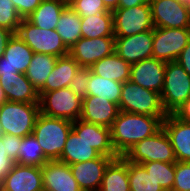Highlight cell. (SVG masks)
Segmentation results:
<instances>
[{
	"mask_svg": "<svg viewBox=\"0 0 190 191\" xmlns=\"http://www.w3.org/2000/svg\"><path fill=\"white\" fill-rule=\"evenodd\" d=\"M166 117L119 111L110 127L111 143L118 156H124L139 141L153 136L162 128Z\"/></svg>",
	"mask_w": 190,
	"mask_h": 191,
	"instance_id": "6da1fadb",
	"label": "cell"
},
{
	"mask_svg": "<svg viewBox=\"0 0 190 191\" xmlns=\"http://www.w3.org/2000/svg\"><path fill=\"white\" fill-rule=\"evenodd\" d=\"M72 123L66 119L52 118L41 113L38 115L32 134L48 161L59 160L72 129Z\"/></svg>",
	"mask_w": 190,
	"mask_h": 191,
	"instance_id": "7a4b0ae2",
	"label": "cell"
},
{
	"mask_svg": "<svg viewBox=\"0 0 190 191\" xmlns=\"http://www.w3.org/2000/svg\"><path fill=\"white\" fill-rule=\"evenodd\" d=\"M40 114L39 103L6 101L0 106V133L29 136Z\"/></svg>",
	"mask_w": 190,
	"mask_h": 191,
	"instance_id": "3957f363",
	"label": "cell"
},
{
	"mask_svg": "<svg viewBox=\"0 0 190 191\" xmlns=\"http://www.w3.org/2000/svg\"><path fill=\"white\" fill-rule=\"evenodd\" d=\"M119 110L127 113L167 117L161 95L128 80L123 83Z\"/></svg>",
	"mask_w": 190,
	"mask_h": 191,
	"instance_id": "277c9868",
	"label": "cell"
},
{
	"mask_svg": "<svg viewBox=\"0 0 190 191\" xmlns=\"http://www.w3.org/2000/svg\"><path fill=\"white\" fill-rule=\"evenodd\" d=\"M39 93L40 113L69 121L80 119L83 99L68 87Z\"/></svg>",
	"mask_w": 190,
	"mask_h": 191,
	"instance_id": "5b68a950",
	"label": "cell"
},
{
	"mask_svg": "<svg viewBox=\"0 0 190 191\" xmlns=\"http://www.w3.org/2000/svg\"><path fill=\"white\" fill-rule=\"evenodd\" d=\"M161 100L167 114H173L190 97V75L177 62H167Z\"/></svg>",
	"mask_w": 190,
	"mask_h": 191,
	"instance_id": "8992f818",
	"label": "cell"
},
{
	"mask_svg": "<svg viewBox=\"0 0 190 191\" xmlns=\"http://www.w3.org/2000/svg\"><path fill=\"white\" fill-rule=\"evenodd\" d=\"M34 53L56 57L69 55V49L54 30L41 29L27 19H22L16 33Z\"/></svg>",
	"mask_w": 190,
	"mask_h": 191,
	"instance_id": "52a82bcc",
	"label": "cell"
},
{
	"mask_svg": "<svg viewBox=\"0 0 190 191\" xmlns=\"http://www.w3.org/2000/svg\"><path fill=\"white\" fill-rule=\"evenodd\" d=\"M123 157L130 162L139 164L153 161L166 163L177 161L172 144L163 128L153 136L136 143Z\"/></svg>",
	"mask_w": 190,
	"mask_h": 191,
	"instance_id": "ba28073f",
	"label": "cell"
},
{
	"mask_svg": "<svg viewBox=\"0 0 190 191\" xmlns=\"http://www.w3.org/2000/svg\"><path fill=\"white\" fill-rule=\"evenodd\" d=\"M112 14L115 37H127L154 29L149 3L117 8Z\"/></svg>",
	"mask_w": 190,
	"mask_h": 191,
	"instance_id": "9c48e42d",
	"label": "cell"
},
{
	"mask_svg": "<svg viewBox=\"0 0 190 191\" xmlns=\"http://www.w3.org/2000/svg\"><path fill=\"white\" fill-rule=\"evenodd\" d=\"M190 40V28L153 29L152 57L165 62L176 61Z\"/></svg>",
	"mask_w": 190,
	"mask_h": 191,
	"instance_id": "30bf717a",
	"label": "cell"
},
{
	"mask_svg": "<svg viewBox=\"0 0 190 191\" xmlns=\"http://www.w3.org/2000/svg\"><path fill=\"white\" fill-rule=\"evenodd\" d=\"M152 23L160 28H190V6L181 0H150Z\"/></svg>",
	"mask_w": 190,
	"mask_h": 191,
	"instance_id": "8fae6325",
	"label": "cell"
},
{
	"mask_svg": "<svg viewBox=\"0 0 190 191\" xmlns=\"http://www.w3.org/2000/svg\"><path fill=\"white\" fill-rule=\"evenodd\" d=\"M115 51V37H99L94 39L80 38L70 49L69 55L80 67L90 68L102 58Z\"/></svg>",
	"mask_w": 190,
	"mask_h": 191,
	"instance_id": "7c38bea8",
	"label": "cell"
},
{
	"mask_svg": "<svg viewBox=\"0 0 190 191\" xmlns=\"http://www.w3.org/2000/svg\"><path fill=\"white\" fill-rule=\"evenodd\" d=\"M153 30L127 37H115V53L133 64L152 57Z\"/></svg>",
	"mask_w": 190,
	"mask_h": 191,
	"instance_id": "4fadbf2b",
	"label": "cell"
},
{
	"mask_svg": "<svg viewBox=\"0 0 190 191\" xmlns=\"http://www.w3.org/2000/svg\"><path fill=\"white\" fill-rule=\"evenodd\" d=\"M33 55V50L14 33L0 58V76L25 74Z\"/></svg>",
	"mask_w": 190,
	"mask_h": 191,
	"instance_id": "5bb4252c",
	"label": "cell"
},
{
	"mask_svg": "<svg viewBox=\"0 0 190 191\" xmlns=\"http://www.w3.org/2000/svg\"><path fill=\"white\" fill-rule=\"evenodd\" d=\"M166 64L167 62L153 57L133 63L131 64L130 81L161 94Z\"/></svg>",
	"mask_w": 190,
	"mask_h": 191,
	"instance_id": "9a60e30c",
	"label": "cell"
},
{
	"mask_svg": "<svg viewBox=\"0 0 190 191\" xmlns=\"http://www.w3.org/2000/svg\"><path fill=\"white\" fill-rule=\"evenodd\" d=\"M0 191H44L41 167L15 163L0 184Z\"/></svg>",
	"mask_w": 190,
	"mask_h": 191,
	"instance_id": "2e32d148",
	"label": "cell"
},
{
	"mask_svg": "<svg viewBox=\"0 0 190 191\" xmlns=\"http://www.w3.org/2000/svg\"><path fill=\"white\" fill-rule=\"evenodd\" d=\"M112 160V157L100 155L93 160L73 163L69 166L82 191H98L105 169Z\"/></svg>",
	"mask_w": 190,
	"mask_h": 191,
	"instance_id": "e0dca14e",
	"label": "cell"
},
{
	"mask_svg": "<svg viewBox=\"0 0 190 191\" xmlns=\"http://www.w3.org/2000/svg\"><path fill=\"white\" fill-rule=\"evenodd\" d=\"M41 171L44 191H82L66 163L47 161Z\"/></svg>",
	"mask_w": 190,
	"mask_h": 191,
	"instance_id": "ac0fdd59",
	"label": "cell"
},
{
	"mask_svg": "<svg viewBox=\"0 0 190 191\" xmlns=\"http://www.w3.org/2000/svg\"><path fill=\"white\" fill-rule=\"evenodd\" d=\"M119 106L98 96H86L82 102L80 119L110 128L119 113Z\"/></svg>",
	"mask_w": 190,
	"mask_h": 191,
	"instance_id": "d6986e66",
	"label": "cell"
},
{
	"mask_svg": "<svg viewBox=\"0 0 190 191\" xmlns=\"http://www.w3.org/2000/svg\"><path fill=\"white\" fill-rule=\"evenodd\" d=\"M162 128L172 144L176 160L190 162V123L168 114L162 122Z\"/></svg>",
	"mask_w": 190,
	"mask_h": 191,
	"instance_id": "ffe728a7",
	"label": "cell"
},
{
	"mask_svg": "<svg viewBox=\"0 0 190 191\" xmlns=\"http://www.w3.org/2000/svg\"><path fill=\"white\" fill-rule=\"evenodd\" d=\"M72 129L101 155L113 159L119 157L111 143L110 128L78 119L72 123Z\"/></svg>",
	"mask_w": 190,
	"mask_h": 191,
	"instance_id": "44dd1931",
	"label": "cell"
},
{
	"mask_svg": "<svg viewBox=\"0 0 190 191\" xmlns=\"http://www.w3.org/2000/svg\"><path fill=\"white\" fill-rule=\"evenodd\" d=\"M0 86L5 92L7 101L39 103L38 90L23 73L0 76Z\"/></svg>",
	"mask_w": 190,
	"mask_h": 191,
	"instance_id": "7402d4cb",
	"label": "cell"
},
{
	"mask_svg": "<svg viewBox=\"0 0 190 191\" xmlns=\"http://www.w3.org/2000/svg\"><path fill=\"white\" fill-rule=\"evenodd\" d=\"M80 68L70 55L58 57L53 71L38 92H49L68 87Z\"/></svg>",
	"mask_w": 190,
	"mask_h": 191,
	"instance_id": "603a6c76",
	"label": "cell"
},
{
	"mask_svg": "<svg viewBox=\"0 0 190 191\" xmlns=\"http://www.w3.org/2000/svg\"><path fill=\"white\" fill-rule=\"evenodd\" d=\"M101 154L86 140L71 129L69 132L64 150L58 161L71 165L98 158Z\"/></svg>",
	"mask_w": 190,
	"mask_h": 191,
	"instance_id": "cb8c5ba5",
	"label": "cell"
},
{
	"mask_svg": "<svg viewBox=\"0 0 190 191\" xmlns=\"http://www.w3.org/2000/svg\"><path fill=\"white\" fill-rule=\"evenodd\" d=\"M90 70L102 78L124 83L130 80L131 64L113 52L94 63Z\"/></svg>",
	"mask_w": 190,
	"mask_h": 191,
	"instance_id": "d4e9b609",
	"label": "cell"
},
{
	"mask_svg": "<svg viewBox=\"0 0 190 191\" xmlns=\"http://www.w3.org/2000/svg\"><path fill=\"white\" fill-rule=\"evenodd\" d=\"M98 191H130L128 160L119 156L108 164Z\"/></svg>",
	"mask_w": 190,
	"mask_h": 191,
	"instance_id": "484cf974",
	"label": "cell"
},
{
	"mask_svg": "<svg viewBox=\"0 0 190 191\" xmlns=\"http://www.w3.org/2000/svg\"><path fill=\"white\" fill-rule=\"evenodd\" d=\"M67 5L66 0H43L27 20L41 29L54 30Z\"/></svg>",
	"mask_w": 190,
	"mask_h": 191,
	"instance_id": "4316f807",
	"label": "cell"
},
{
	"mask_svg": "<svg viewBox=\"0 0 190 191\" xmlns=\"http://www.w3.org/2000/svg\"><path fill=\"white\" fill-rule=\"evenodd\" d=\"M81 33L82 37L88 39L115 37L112 11H100L94 16L81 18Z\"/></svg>",
	"mask_w": 190,
	"mask_h": 191,
	"instance_id": "83f0119b",
	"label": "cell"
},
{
	"mask_svg": "<svg viewBox=\"0 0 190 191\" xmlns=\"http://www.w3.org/2000/svg\"><path fill=\"white\" fill-rule=\"evenodd\" d=\"M55 30L60 35L65 46L70 49L82 38L81 17L67 5L59 17Z\"/></svg>",
	"mask_w": 190,
	"mask_h": 191,
	"instance_id": "f1b7e54d",
	"label": "cell"
},
{
	"mask_svg": "<svg viewBox=\"0 0 190 191\" xmlns=\"http://www.w3.org/2000/svg\"><path fill=\"white\" fill-rule=\"evenodd\" d=\"M57 59L56 56L34 53L25 76L38 91L45 85Z\"/></svg>",
	"mask_w": 190,
	"mask_h": 191,
	"instance_id": "f546056e",
	"label": "cell"
},
{
	"mask_svg": "<svg viewBox=\"0 0 190 191\" xmlns=\"http://www.w3.org/2000/svg\"><path fill=\"white\" fill-rule=\"evenodd\" d=\"M87 96H98L119 106L123 83L102 78L90 70Z\"/></svg>",
	"mask_w": 190,
	"mask_h": 191,
	"instance_id": "4dcf8cb0",
	"label": "cell"
},
{
	"mask_svg": "<svg viewBox=\"0 0 190 191\" xmlns=\"http://www.w3.org/2000/svg\"><path fill=\"white\" fill-rule=\"evenodd\" d=\"M47 161L41 146L33 134L22 138L18 160L15 163L42 167Z\"/></svg>",
	"mask_w": 190,
	"mask_h": 191,
	"instance_id": "1f68e13d",
	"label": "cell"
},
{
	"mask_svg": "<svg viewBox=\"0 0 190 191\" xmlns=\"http://www.w3.org/2000/svg\"><path fill=\"white\" fill-rule=\"evenodd\" d=\"M130 191H164L142 164L128 161Z\"/></svg>",
	"mask_w": 190,
	"mask_h": 191,
	"instance_id": "d6a6232c",
	"label": "cell"
},
{
	"mask_svg": "<svg viewBox=\"0 0 190 191\" xmlns=\"http://www.w3.org/2000/svg\"><path fill=\"white\" fill-rule=\"evenodd\" d=\"M142 165L164 191H172L175 180V163L153 161L142 163Z\"/></svg>",
	"mask_w": 190,
	"mask_h": 191,
	"instance_id": "836d02e7",
	"label": "cell"
},
{
	"mask_svg": "<svg viewBox=\"0 0 190 191\" xmlns=\"http://www.w3.org/2000/svg\"><path fill=\"white\" fill-rule=\"evenodd\" d=\"M21 20L11 0H0V27L17 33Z\"/></svg>",
	"mask_w": 190,
	"mask_h": 191,
	"instance_id": "e575fe53",
	"label": "cell"
},
{
	"mask_svg": "<svg viewBox=\"0 0 190 191\" xmlns=\"http://www.w3.org/2000/svg\"><path fill=\"white\" fill-rule=\"evenodd\" d=\"M69 6L81 17L86 18L100 11H109L102 0H73Z\"/></svg>",
	"mask_w": 190,
	"mask_h": 191,
	"instance_id": "d590c367",
	"label": "cell"
},
{
	"mask_svg": "<svg viewBox=\"0 0 190 191\" xmlns=\"http://www.w3.org/2000/svg\"><path fill=\"white\" fill-rule=\"evenodd\" d=\"M172 191H190V162H175V180Z\"/></svg>",
	"mask_w": 190,
	"mask_h": 191,
	"instance_id": "8d00e7d4",
	"label": "cell"
},
{
	"mask_svg": "<svg viewBox=\"0 0 190 191\" xmlns=\"http://www.w3.org/2000/svg\"><path fill=\"white\" fill-rule=\"evenodd\" d=\"M90 68L81 67L68 86L77 96L85 98L89 83Z\"/></svg>",
	"mask_w": 190,
	"mask_h": 191,
	"instance_id": "74e56055",
	"label": "cell"
},
{
	"mask_svg": "<svg viewBox=\"0 0 190 191\" xmlns=\"http://www.w3.org/2000/svg\"><path fill=\"white\" fill-rule=\"evenodd\" d=\"M22 137L15 135L2 134V142L6 149V154L9 158L15 162L18 160L19 146L21 144Z\"/></svg>",
	"mask_w": 190,
	"mask_h": 191,
	"instance_id": "f35d334b",
	"label": "cell"
},
{
	"mask_svg": "<svg viewBox=\"0 0 190 191\" xmlns=\"http://www.w3.org/2000/svg\"><path fill=\"white\" fill-rule=\"evenodd\" d=\"M22 19H27L43 0H11Z\"/></svg>",
	"mask_w": 190,
	"mask_h": 191,
	"instance_id": "ab89813d",
	"label": "cell"
},
{
	"mask_svg": "<svg viewBox=\"0 0 190 191\" xmlns=\"http://www.w3.org/2000/svg\"><path fill=\"white\" fill-rule=\"evenodd\" d=\"M5 151L6 149L2 142V133H0V184L15 165V161L9 158Z\"/></svg>",
	"mask_w": 190,
	"mask_h": 191,
	"instance_id": "60d3db41",
	"label": "cell"
},
{
	"mask_svg": "<svg viewBox=\"0 0 190 191\" xmlns=\"http://www.w3.org/2000/svg\"><path fill=\"white\" fill-rule=\"evenodd\" d=\"M176 61L190 75V40L188 41L187 46L182 50Z\"/></svg>",
	"mask_w": 190,
	"mask_h": 191,
	"instance_id": "b9f144b4",
	"label": "cell"
},
{
	"mask_svg": "<svg viewBox=\"0 0 190 191\" xmlns=\"http://www.w3.org/2000/svg\"><path fill=\"white\" fill-rule=\"evenodd\" d=\"M178 119L190 123V97L173 113Z\"/></svg>",
	"mask_w": 190,
	"mask_h": 191,
	"instance_id": "7bdbcfd3",
	"label": "cell"
},
{
	"mask_svg": "<svg viewBox=\"0 0 190 191\" xmlns=\"http://www.w3.org/2000/svg\"><path fill=\"white\" fill-rule=\"evenodd\" d=\"M13 34L14 32L0 27V58L4 55V50Z\"/></svg>",
	"mask_w": 190,
	"mask_h": 191,
	"instance_id": "ee69618b",
	"label": "cell"
},
{
	"mask_svg": "<svg viewBox=\"0 0 190 191\" xmlns=\"http://www.w3.org/2000/svg\"><path fill=\"white\" fill-rule=\"evenodd\" d=\"M150 0H120L118 8H130L137 5L149 3Z\"/></svg>",
	"mask_w": 190,
	"mask_h": 191,
	"instance_id": "f6af8a7d",
	"label": "cell"
},
{
	"mask_svg": "<svg viewBox=\"0 0 190 191\" xmlns=\"http://www.w3.org/2000/svg\"><path fill=\"white\" fill-rule=\"evenodd\" d=\"M105 7L109 10V11H114L115 9L118 8L119 2L120 0H102Z\"/></svg>",
	"mask_w": 190,
	"mask_h": 191,
	"instance_id": "bcb514c9",
	"label": "cell"
},
{
	"mask_svg": "<svg viewBox=\"0 0 190 191\" xmlns=\"http://www.w3.org/2000/svg\"><path fill=\"white\" fill-rule=\"evenodd\" d=\"M7 99H6V96H5V92L4 90L2 89V87L0 86V106L6 102Z\"/></svg>",
	"mask_w": 190,
	"mask_h": 191,
	"instance_id": "7dc6e473",
	"label": "cell"
},
{
	"mask_svg": "<svg viewBox=\"0 0 190 191\" xmlns=\"http://www.w3.org/2000/svg\"><path fill=\"white\" fill-rule=\"evenodd\" d=\"M183 4L190 6V0H181Z\"/></svg>",
	"mask_w": 190,
	"mask_h": 191,
	"instance_id": "c3c4849f",
	"label": "cell"
},
{
	"mask_svg": "<svg viewBox=\"0 0 190 191\" xmlns=\"http://www.w3.org/2000/svg\"><path fill=\"white\" fill-rule=\"evenodd\" d=\"M73 0H66V2L68 3V5L72 2Z\"/></svg>",
	"mask_w": 190,
	"mask_h": 191,
	"instance_id": "681fc988",
	"label": "cell"
}]
</instances>
